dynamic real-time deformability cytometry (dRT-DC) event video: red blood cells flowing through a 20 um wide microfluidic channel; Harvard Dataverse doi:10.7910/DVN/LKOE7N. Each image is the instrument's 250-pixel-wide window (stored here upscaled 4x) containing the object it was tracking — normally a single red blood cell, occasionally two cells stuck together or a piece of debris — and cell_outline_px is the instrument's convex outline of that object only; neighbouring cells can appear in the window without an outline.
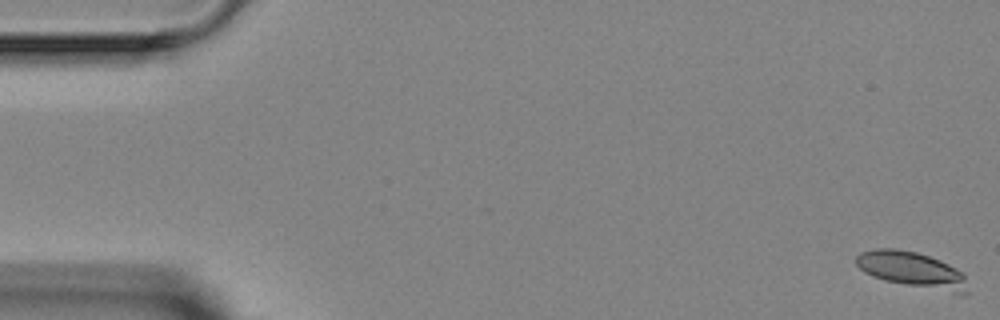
{"species": "Egyptian fruit bat (a non-hibernating species)", "species_latin": "Rousettus aegyptiacus", "temperature_condition": "room temperature", "stored_images_in_passage": 4, "camera_frame_rate_fps": 3000, "um_per_image_px": 0.085, "animal": {"sex": "female"}, "frame": {"image": 1, "passage_image": 1, "time_ms": 0.0, "image_size_px": [1000, 320], "cell_outline_px": [[968, 296], [964, 296], [884, 280], [872, 276], [864, 272], [856, 264], [856, 256], [860, 252], [876, 248], [896, 248], [916, 252], [940, 260], [964, 272], [968, 292]], "centroid_in_image_um": [77.57, 22.95], "position_along_channel_um": 7.4, "area_um2": 23.58}}
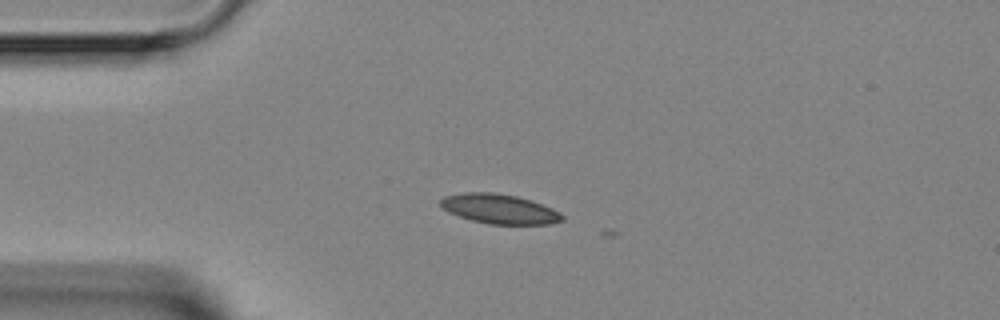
{"frame": {"image": 2, "passage_image": 4, "time_ms": 3.667, "image_size_px": [1000, 320], "cell_outline_px": [[564, 220], [548, 224], [488, 224], [472, 220], [448, 212], [440, 204], [440, 200], [444, 196], [464, 192], [492, 192], [516, 196], [532, 200], [552, 208], [560, 212], [564, 216]], "centroid_in_image_um": [42.46, 17.75], "position_along_channel_um": 42.5, "area_um2": 20.98}}